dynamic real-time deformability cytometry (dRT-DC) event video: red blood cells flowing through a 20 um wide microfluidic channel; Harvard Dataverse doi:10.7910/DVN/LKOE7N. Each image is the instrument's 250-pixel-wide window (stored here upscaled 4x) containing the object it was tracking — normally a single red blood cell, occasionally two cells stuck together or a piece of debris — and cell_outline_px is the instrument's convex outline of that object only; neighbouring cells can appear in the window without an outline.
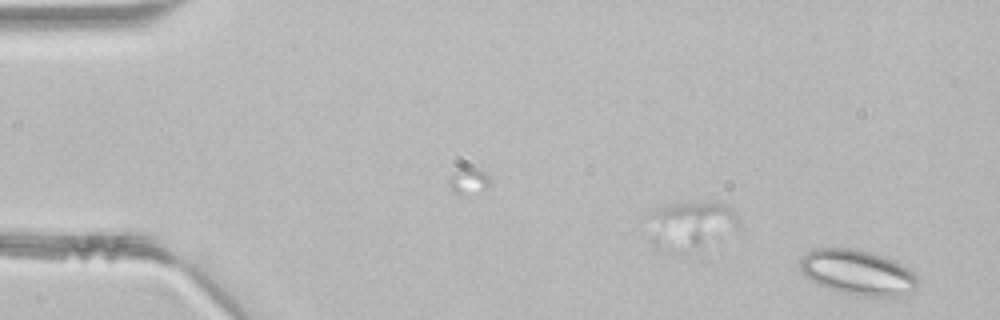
{"species": "common noctule bat (a hibernating species)", "species_latin": "Nyctalus noctula", "temperature_condition": "room temperature", "stored_images_in_passage": 36, "camera_frame_rate_fps": 3000, "um_per_image_px": 0.085, "animal": {"sex": "male", "body_mass_g": 21.5, "forearm_length_mm": 52.0}, "frame": {"image": 1, "passage_image": 1, "time_ms": 0.0, "image_size_px": [1000, 320], "cell_outline_px": [[916, 288], [912, 292], [904, 296], [856, 296], [820, 284], [808, 276], [800, 268], [800, 256], [816, 248], [848, 248], [868, 252], [892, 260], [908, 268], [916, 276]], "centroid_in_image_um": [72.92, 23.16], "position_along_channel_um": 12.1, "area_um2": 30.23}}
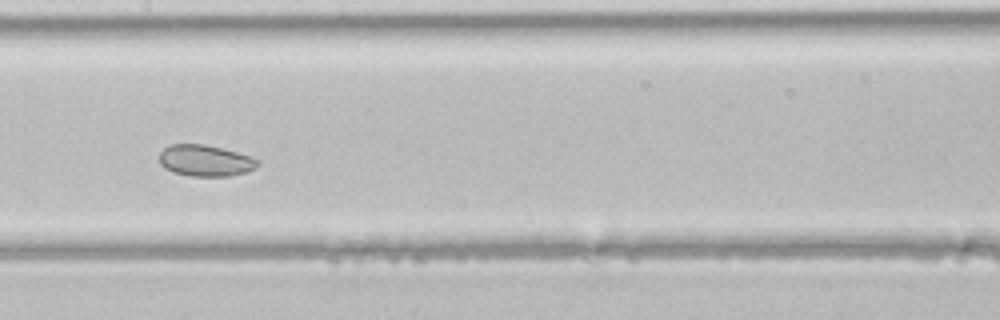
{"frame": {"image": 2, "passage_image": 22, "time_ms": 7.0, "image_size_px": [1000, 320], "cell_outline_px": [[260, 164], [256, 168], [248, 172], [228, 176], [192, 176], [176, 172], [164, 168], [160, 164], [160, 152], [164, 148], [172, 144], [204, 144], [252, 156], [260, 160]], "centroid_in_image_um": [17.5, 13.65], "position_along_channel_um": 189.9, "area_um2": 17.98}}
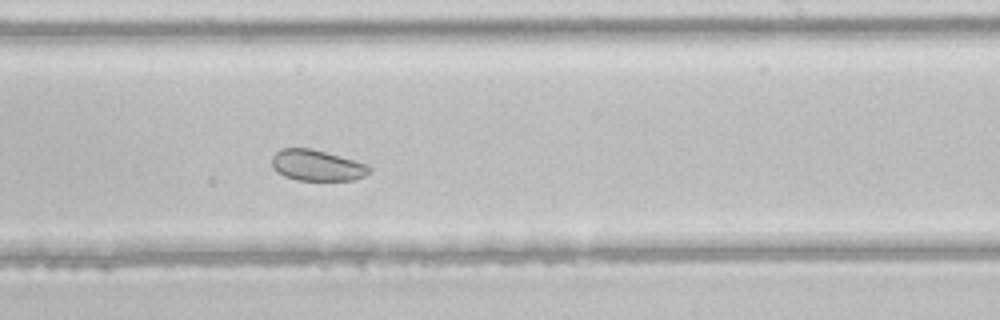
{"frame": {"image": 3, "passage_image": 27, "time_ms": 8.667, "image_size_px": [1000, 320], "cell_outline_px": [[372, 168], [364, 176], [356, 180], [296, 180], [284, 176], [272, 164], [272, 156], [280, 148], [312, 148], [368, 164]], "centroid_in_image_um": [26.96, 14.05], "position_along_channel_um": 262.0, "area_um2": 17.51}}